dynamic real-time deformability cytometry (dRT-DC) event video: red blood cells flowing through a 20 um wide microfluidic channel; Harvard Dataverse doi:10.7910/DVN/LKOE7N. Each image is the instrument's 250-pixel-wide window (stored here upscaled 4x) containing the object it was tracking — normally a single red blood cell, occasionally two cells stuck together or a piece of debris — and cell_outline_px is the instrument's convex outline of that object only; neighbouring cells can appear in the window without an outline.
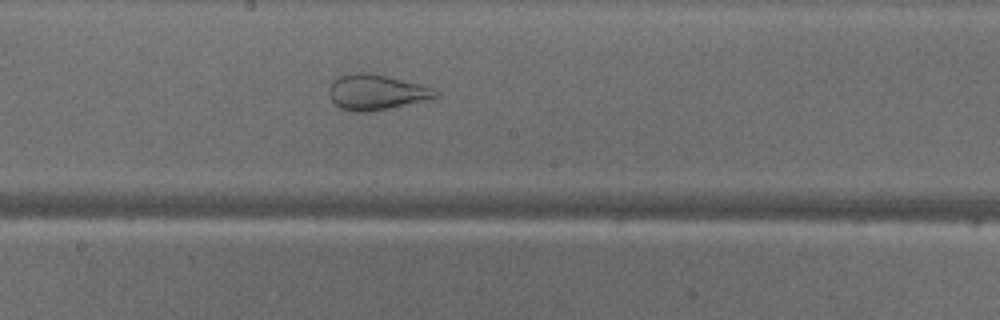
{"species": "common noctule bat (a hibernating species)", "species_latin": "Nyctalus noctula", "temperature_condition": "warm", "stored_images_in_passage": 41, "camera_frame_rate_fps": 3000, "um_per_image_px": 0.085, "animal": {"sex": "male", "body_mass_g": 18.8}, "frame": {"image": 1, "passage_image": 18, "time_ms": 5.667, "image_size_px": [1000, 320], "cell_outline_px": [[440, 96], [432, 100], [372, 112], [352, 112], [340, 108], [328, 96], [328, 88], [332, 80], [340, 76], [356, 72], [368, 72], [388, 76], [424, 84], [440, 92]], "centroid_in_image_um": [32.04, 7.85], "position_along_channel_um": 216.2, "area_um2": 22.77}}